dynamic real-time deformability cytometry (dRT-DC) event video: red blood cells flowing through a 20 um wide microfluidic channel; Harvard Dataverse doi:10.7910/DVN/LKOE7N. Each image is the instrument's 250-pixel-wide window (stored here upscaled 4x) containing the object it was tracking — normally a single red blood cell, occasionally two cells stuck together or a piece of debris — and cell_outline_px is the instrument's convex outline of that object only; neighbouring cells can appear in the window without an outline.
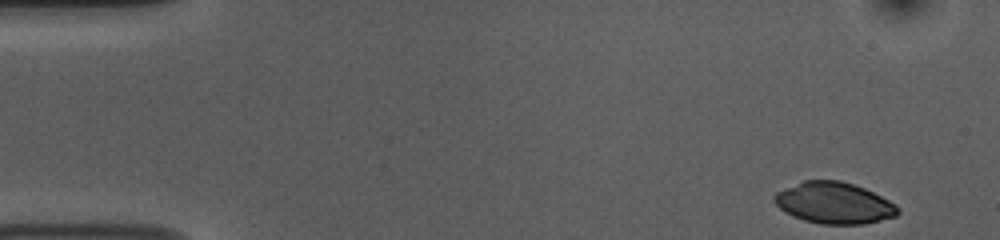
{"species": "common noctule bat (a hibernating species)", "species_latin": "Nyctalus noctula", "temperature_condition": "room temperature", "stored_images_in_passage": 50, "camera_frame_rate_fps": 3000, "um_per_image_px": 0.085, "animal": {"sex": "female", "body_mass_g": 10.0, "forearm_length_mm": 53.1}, "frame": {"image": 1, "passage_image": 1, "time_ms": 0.0, "image_size_px": [1000, 240], "cell_outline_px": [[900, 212], [896, 216], [864, 224], [820, 224], [804, 220], [792, 216], [780, 208], [772, 200], [772, 196], [776, 192], [804, 180], [840, 180], [864, 188], [896, 204], [900, 208]], "centroid_in_image_um": [70.88, 17.26], "position_along_channel_um": 14.1, "area_um2": 29.77}}
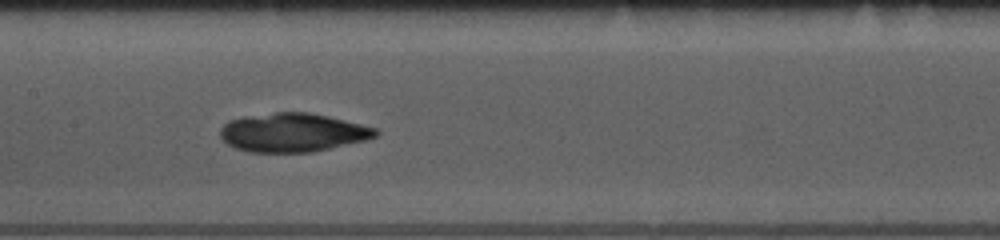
{"frame": {"image": 2, "passage_image": 23, "time_ms": 7.333, "image_size_px": [1000, 240], "cell_outline_px": [[380, 132], [376, 136], [364, 140], [312, 152], [248, 152], [236, 148], [228, 144], [220, 136], [220, 128], [228, 120], [244, 116], [276, 112], [308, 112], [328, 116], [376, 128]], "centroid_in_image_um": [24.85, 11.26], "position_along_channel_um": 182.6, "area_um2": 34.91}}
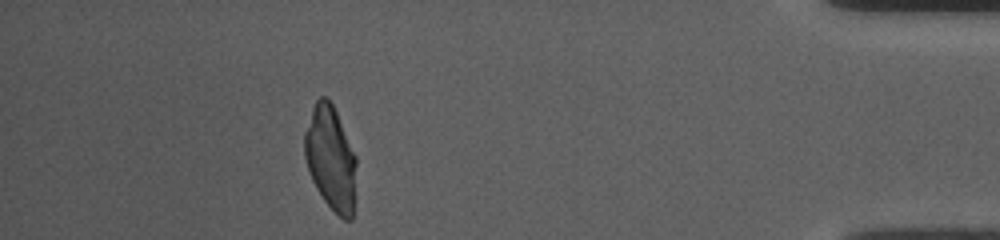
{"frame": {"image": 3, "passage_image": 45, "time_ms": 14.667, "image_size_px": [1000, 240], "cell_outline_px": [[356, 164], [352, 220], [344, 220], [324, 200], [316, 188], [308, 172], [304, 156], [304, 132], [312, 108], [316, 100], [320, 96], [328, 96], [336, 112], [356, 156]], "centroid_in_image_um": [28.08, 13.42], "position_along_channel_um": 407.1, "area_um2": 31.27}}